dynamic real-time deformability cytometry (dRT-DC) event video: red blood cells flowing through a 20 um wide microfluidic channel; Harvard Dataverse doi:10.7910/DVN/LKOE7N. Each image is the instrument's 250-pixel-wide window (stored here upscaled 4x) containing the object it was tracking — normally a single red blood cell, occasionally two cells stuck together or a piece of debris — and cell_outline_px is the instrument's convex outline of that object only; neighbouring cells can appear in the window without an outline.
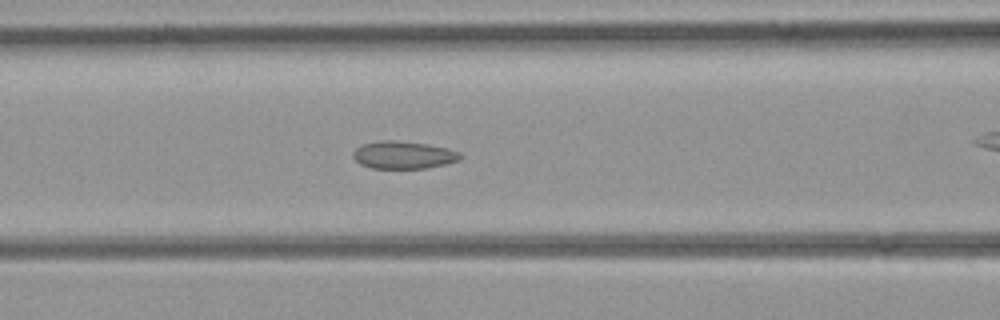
{"species": "common noctule bat (a hibernating species)", "species_latin": "Nyctalus noctula", "temperature_condition": "room temperature", "stored_images_in_passage": 42, "camera_frame_rate_fps": 3000, "um_per_image_px": 0.085, "animal": {"sex": "female", "body_mass_g": 21.9}, "frame": {"image": 1, "passage_image": 16, "time_ms": 5.0, "image_size_px": [1000, 320], "cell_outline_px": [[464, 156], [460, 160], [444, 164], [424, 168], [372, 168], [360, 164], [352, 156], [352, 152], [356, 148], [364, 144], [380, 140], [392, 140], [428, 144], [448, 148], [460, 152]], "centroid_in_image_um": [34.31, 13.17], "position_along_channel_um": 132.3, "area_um2": 17.22}}
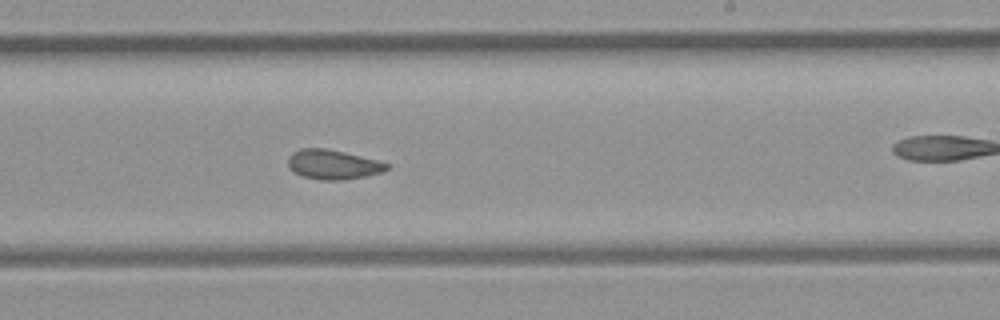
{"frame": {"image": 2, "passage_image": 24, "time_ms": 7.667, "image_size_px": [1000, 320], "cell_outline_px": [[392, 164], [384, 172], [368, 176], [344, 180], [320, 180], [304, 176], [296, 172], [288, 164], [288, 156], [292, 152], [300, 148], [328, 148]], "centroid_in_image_um": [28.35, 13.98], "position_along_channel_um": 260.7, "area_um2": 17.05}}
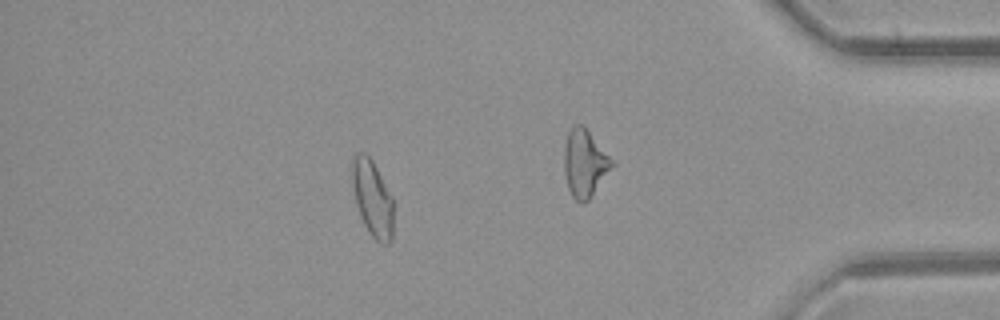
{"frame": {"image": 3, "passage_image": 36, "time_ms": 11.667, "image_size_px": [1000, 320], "cell_outline_px": [[392, 240], [388, 244], [380, 244], [368, 232], [360, 216], [356, 204], [352, 184], [352, 160], [356, 152], [364, 152], [372, 160], [392, 196]], "centroid_in_image_um": [31.65, 16.87], "position_along_channel_um": 403.6, "area_um2": 18.32}}